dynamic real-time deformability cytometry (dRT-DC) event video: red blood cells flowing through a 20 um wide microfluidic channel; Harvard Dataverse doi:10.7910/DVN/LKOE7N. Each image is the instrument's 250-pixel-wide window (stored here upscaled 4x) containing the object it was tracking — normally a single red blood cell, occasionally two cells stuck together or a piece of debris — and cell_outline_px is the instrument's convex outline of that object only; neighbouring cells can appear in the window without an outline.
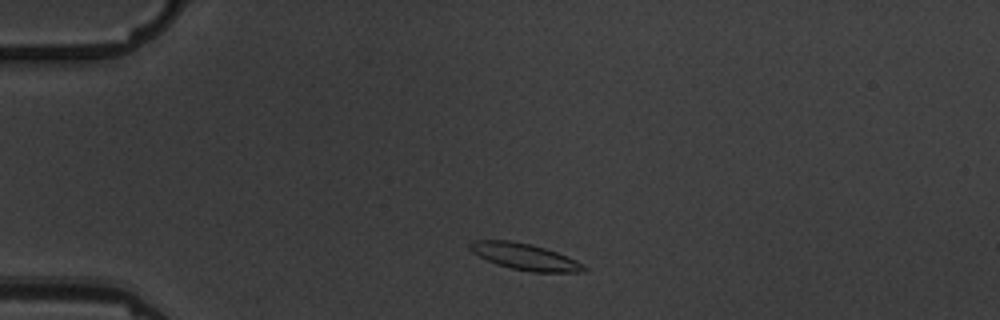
{"species": "common noctule bat (a hibernating species)", "species_latin": "Nyctalus noctula", "temperature_condition": "warm", "stored_images_in_passage": 3, "camera_frame_rate_fps": 3000, "um_per_image_px": 0.085, "animal": {"sex": "male", "body_mass_g": 19.5, "forearm_length_mm": 54.6}, "frame": {"image": 1, "passage_image": 2, "time_ms": 1.0, "image_size_px": [1000, 320], "cell_outline_px": [[588, 268], [584, 272], [532, 272], [512, 268], [496, 264], [472, 252], [468, 248], [468, 244], [472, 240], [508, 240], [532, 244], [556, 252], [576, 260], [584, 264]], "centroid_in_image_um": [44.61, 21.81], "position_along_channel_um": 40.4, "area_um2": 17.51}}